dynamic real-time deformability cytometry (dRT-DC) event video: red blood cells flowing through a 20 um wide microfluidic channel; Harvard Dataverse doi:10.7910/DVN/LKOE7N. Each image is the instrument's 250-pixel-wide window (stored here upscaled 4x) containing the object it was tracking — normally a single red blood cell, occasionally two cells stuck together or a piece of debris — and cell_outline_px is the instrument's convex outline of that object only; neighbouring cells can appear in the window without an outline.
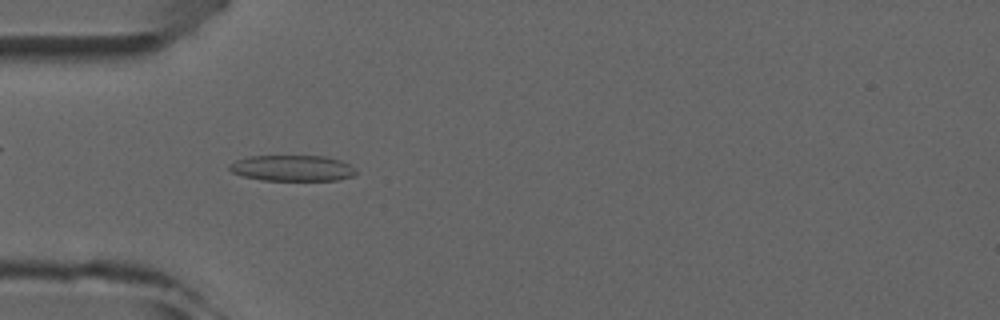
{"species": "common noctule bat (a hibernating species)", "species_latin": "Nyctalus noctula", "temperature_condition": "room temperature", "stored_images_in_passage": 4, "camera_frame_rate_fps": 3000, "um_per_image_px": 0.085, "animal": {"sex": "male", "forearm_length_mm": 52.5}, "frame": {"image": 1, "passage_image": 2, "time_ms": 1.0, "image_size_px": [1000, 320], "cell_outline_px": [[356, 172], [352, 176], [336, 180], [260, 180], [244, 176], [232, 172], [228, 168], [228, 164], [236, 160], [248, 156], [324, 156], [340, 160], [356, 168]], "centroid_in_image_um": [24.82, 14.29], "position_along_channel_um": 60.2, "area_um2": 19.07}}
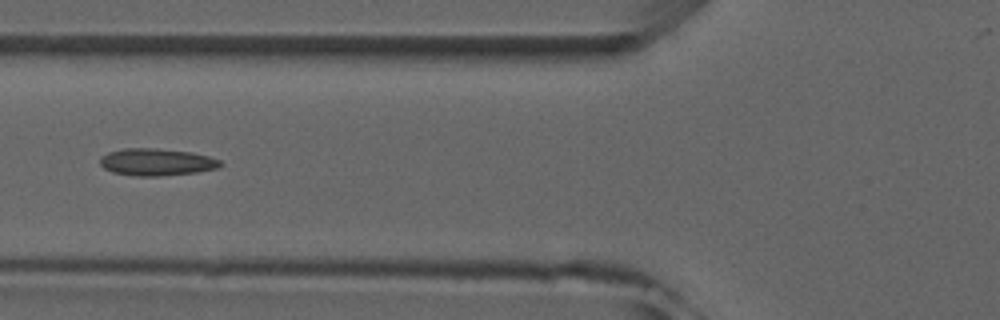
{"frame": {"image": 2, "passage_image": 3, "time_ms": 2.333, "image_size_px": [1000, 320], "cell_outline_px": [[224, 164], [216, 168], [196, 172], [160, 176], [136, 176], [112, 172], [104, 168], [100, 164], [100, 156], [108, 152], [124, 148], [156, 148], [192, 152], [208, 156], [220, 160]], "centroid_in_image_um": [13.29, 13.77], "position_along_channel_um": 112.5, "area_um2": 19.07}}
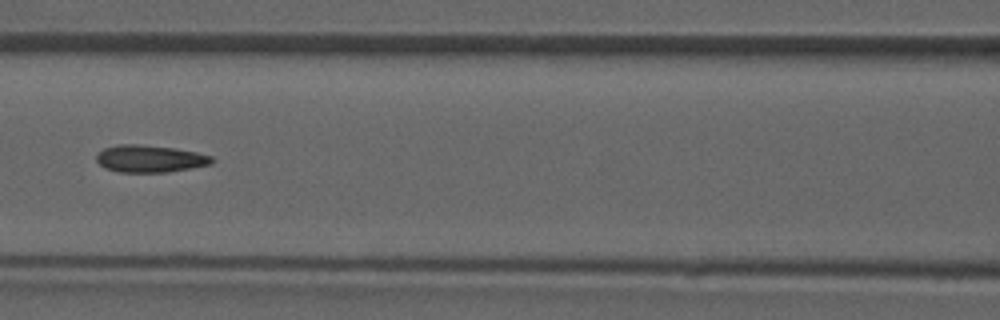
{"frame": {"image": 3, "passage_image": 4, "time_ms": 3.333, "image_size_px": [1000, 320], "cell_outline_px": [[216, 160], [212, 164], [192, 168], [168, 172], [120, 172], [104, 168], [96, 160], [96, 156], [104, 148], [116, 144], [140, 144], [176, 148], [196, 152], [212, 156]], "centroid_in_image_um": [12.77, 13.49], "position_along_channel_um": 153.8, "area_um2": 18.5}}